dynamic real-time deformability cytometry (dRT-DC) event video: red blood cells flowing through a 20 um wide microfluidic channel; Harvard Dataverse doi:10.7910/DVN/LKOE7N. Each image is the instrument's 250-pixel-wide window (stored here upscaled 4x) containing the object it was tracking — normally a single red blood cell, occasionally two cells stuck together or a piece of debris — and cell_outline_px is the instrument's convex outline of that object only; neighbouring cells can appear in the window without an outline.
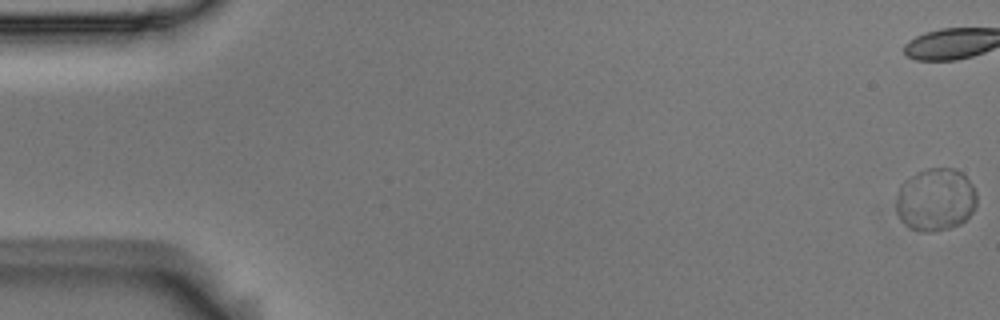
{"species": "Egyptian fruit bat (a non-hibernating species)", "species_latin": "Rousettus aegyptiacus", "temperature_condition": "room temperature", "stored_images_in_passage": 10, "camera_frame_rate_fps": 3000, "um_per_image_px": 0.085, "animal": {"sex": "male"}, "frame": {"image": 1, "passage_image": 1, "time_ms": 0.0, "image_size_px": [1000, 320], "cell_outline_px": [[976, 208], [960, 224], [948, 228], [932, 232], [924, 232], [908, 228], [900, 220], [896, 212], [896, 200], [900, 184], [904, 180], [928, 168], [956, 168], [972, 184], [976, 192]], "centroid_in_image_um": [79.5, 16.98], "position_along_channel_um": 5.5, "area_um2": 29.59}}